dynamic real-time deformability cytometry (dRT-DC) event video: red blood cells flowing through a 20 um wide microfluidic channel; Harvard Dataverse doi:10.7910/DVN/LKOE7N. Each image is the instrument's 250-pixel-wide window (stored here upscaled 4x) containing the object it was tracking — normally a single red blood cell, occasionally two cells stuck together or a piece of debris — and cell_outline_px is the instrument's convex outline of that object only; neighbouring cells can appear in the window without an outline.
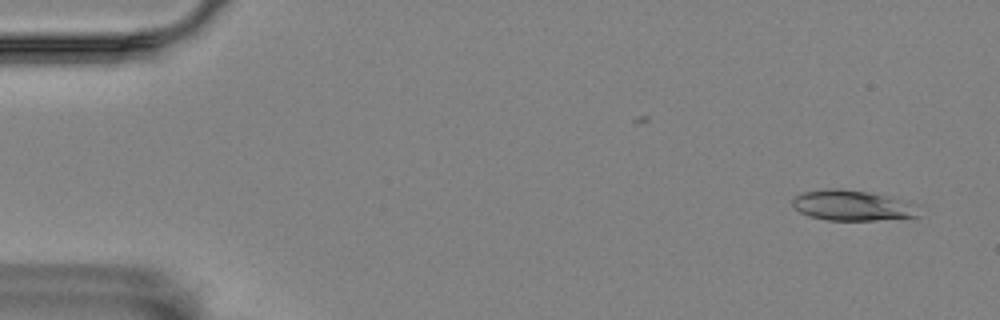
{"species": "Egyptian fruit bat (a non-hibernating species)", "species_latin": "Rousettus aegyptiacus", "temperature_condition": "room temperature", "stored_images_in_passage": 5, "camera_frame_rate_fps": 3000, "um_per_image_px": 0.085, "animal": {"sex": "female"}, "frame": {"image": 1, "passage_image": 1, "time_ms": 0.0, "image_size_px": [1000, 320], "cell_outline_px": [[920, 216], [876, 220], [828, 220], [808, 216], [800, 212], [792, 204], [792, 200], [796, 196], [804, 192], [824, 188], [840, 188], [868, 192], [916, 204]], "centroid_in_image_um": [72.41, 17.46], "position_along_channel_um": 12.6, "area_um2": 22.2}}